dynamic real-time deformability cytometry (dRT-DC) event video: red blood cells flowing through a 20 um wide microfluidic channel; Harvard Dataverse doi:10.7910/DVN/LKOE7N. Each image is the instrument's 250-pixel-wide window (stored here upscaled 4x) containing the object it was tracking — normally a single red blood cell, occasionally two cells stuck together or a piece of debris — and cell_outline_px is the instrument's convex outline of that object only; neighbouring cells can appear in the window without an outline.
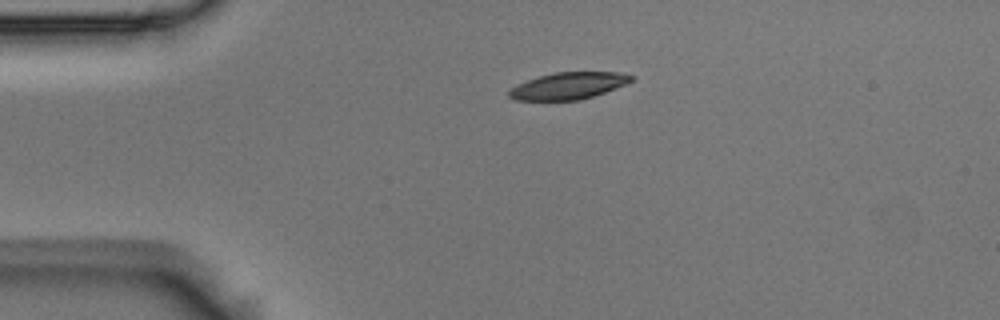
{"species": "Egyptian fruit bat (a non-hibernating species)", "species_latin": "Rousettus aegyptiacus", "temperature_condition": "room temperature", "stored_images_in_passage": 3, "camera_frame_rate_fps": 3000, "um_per_image_px": 0.085, "animal": {"sex": "male"}, "frame": {"image": 1, "passage_image": 2, "time_ms": 0.333, "image_size_px": [1000, 320], "cell_outline_px": [[632, 80], [628, 84], [580, 100], [516, 100], [508, 96], [508, 92], [516, 84], [540, 76], [556, 72], [616, 72], [632, 76]], "centroid_in_image_um": [48.3, 7.29], "position_along_channel_um": 36.7, "area_um2": 18.9}}